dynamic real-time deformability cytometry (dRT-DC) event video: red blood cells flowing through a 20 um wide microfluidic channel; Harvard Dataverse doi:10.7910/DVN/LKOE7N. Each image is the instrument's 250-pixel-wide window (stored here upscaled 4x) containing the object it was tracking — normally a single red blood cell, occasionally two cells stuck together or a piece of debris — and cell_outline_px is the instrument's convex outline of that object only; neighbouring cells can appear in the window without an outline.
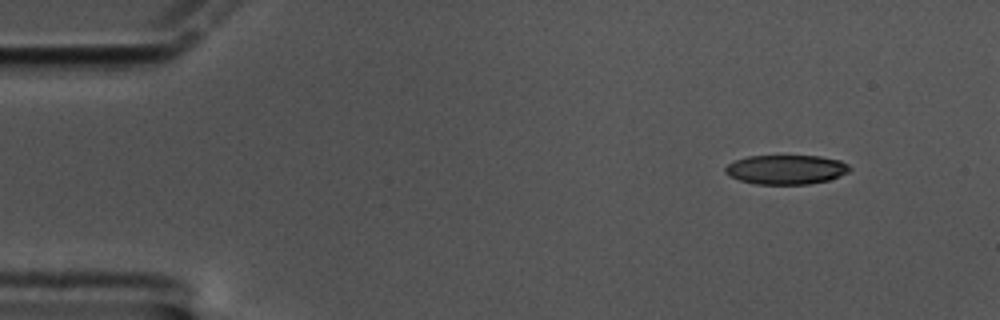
{"species": "common noctule bat (a hibernating species)", "species_latin": "Nyctalus noctula", "temperature_condition": "cold", "stored_images_in_passage": 54, "camera_frame_rate_fps": 3000, "um_per_image_px": 0.085, "animal": {"sex": "male", "body_mass_g": 17.5, "forearm_length_mm": 52.3}, "frame": {"image": 1, "passage_image": 1, "time_ms": 0.0, "image_size_px": [1000, 320], "cell_outline_px": [[852, 168], [848, 172], [840, 176], [828, 180], [808, 184], [756, 184], [740, 180], [724, 172], [724, 168], [728, 164], [736, 160], [748, 156], [820, 156], [840, 160], [848, 164]], "centroid_in_image_um": [66.85, 14.41], "position_along_channel_um": 18.2, "area_um2": 21.21}}
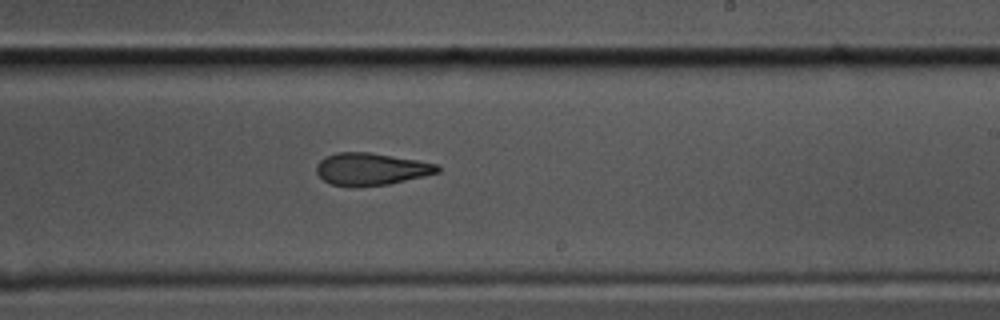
{"frame": {"image": 2, "passage_image": 30, "time_ms": 9.667, "image_size_px": [1000, 320], "cell_outline_px": [[440, 172], [424, 176], [388, 184], [352, 188], [332, 184], [324, 180], [316, 172], [316, 164], [324, 156], [336, 152], [368, 152], [416, 160], [436, 164], [440, 168]], "centroid_in_image_um": [31.49, 14.38], "position_along_channel_um": 257.5, "area_um2": 22.83}}
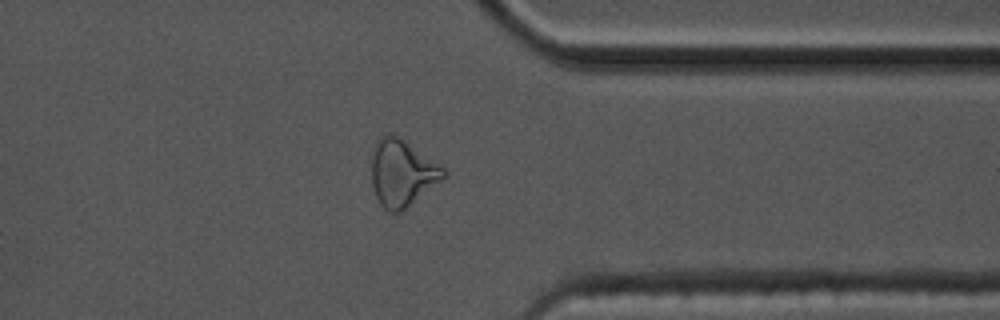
{"frame": {"image": 3, "passage_image": 41, "time_ms": 13.333, "image_size_px": [1000, 320], "cell_outline_px": [[448, 172], [440, 180], [400, 212], [388, 212], [380, 204], [376, 196], [372, 184], [372, 148], [376, 140], [380, 136], [388, 132], [400, 136], [444, 168]], "centroid_in_image_um": [34.12, 14.65], "position_along_channel_um": 377.3, "area_um2": 27.74}, "authors_computed_cell_mechanics": {"area_um2": 23.8136, "velocity_mm_per_s": 3.4138, "shape_relaxation_time_tau1_ms": null, "shape_relaxation_time_tau2_ms": 3.9239, "deformation_change_tau1": null, "deformation_change_tau2": 0.1167}}